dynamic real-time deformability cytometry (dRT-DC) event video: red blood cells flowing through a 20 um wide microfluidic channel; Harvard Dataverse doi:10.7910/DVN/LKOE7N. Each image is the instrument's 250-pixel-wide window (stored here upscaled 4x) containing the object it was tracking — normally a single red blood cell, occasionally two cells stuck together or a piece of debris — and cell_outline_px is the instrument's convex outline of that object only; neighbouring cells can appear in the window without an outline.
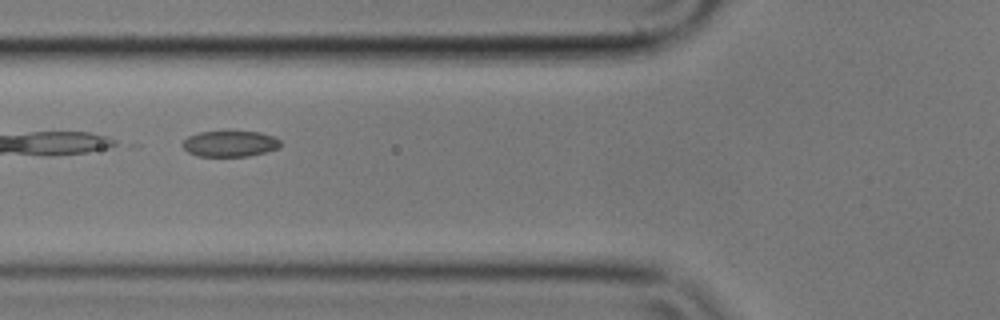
{"species": "common noctule bat (a hibernating species)", "species_latin": "Nyctalus noctula", "temperature_condition": "cold", "stored_images_in_passage": 4, "camera_frame_rate_fps": 3000, "um_per_image_px": 0.085, "animal": {"sex": "male", "body_mass_g": 17.9}, "frame": {"image": 1, "passage_image": 2, "time_ms": 0.333, "image_size_px": [1000, 320], "cell_outline_px": [[280, 148], [248, 156], [196, 156], [188, 152], [180, 144], [188, 136], [200, 132], [228, 128], [260, 132], [272, 136], [280, 140]], "centroid_in_image_um": [19.52, 12.16], "position_along_channel_um": 106.3, "area_um2": 15.55}}
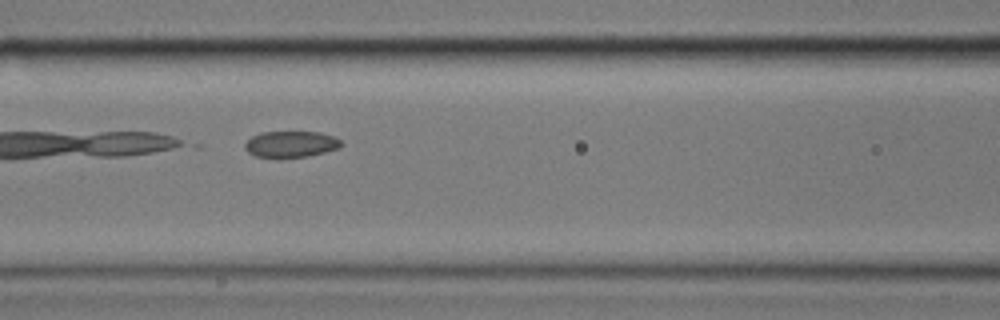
{"frame": {"image": 2, "passage_image": 3, "time_ms": 0.667, "image_size_px": [1000, 320], "cell_outline_px": [[344, 144], [340, 148], [308, 156], [280, 160], [256, 156], [248, 152], [244, 148], [244, 144], [252, 136], [260, 132], [320, 132], [332, 136], [340, 140]], "centroid_in_image_um": [24.7, 12.29], "position_along_channel_um": 141.9, "area_um2": 15.2}}